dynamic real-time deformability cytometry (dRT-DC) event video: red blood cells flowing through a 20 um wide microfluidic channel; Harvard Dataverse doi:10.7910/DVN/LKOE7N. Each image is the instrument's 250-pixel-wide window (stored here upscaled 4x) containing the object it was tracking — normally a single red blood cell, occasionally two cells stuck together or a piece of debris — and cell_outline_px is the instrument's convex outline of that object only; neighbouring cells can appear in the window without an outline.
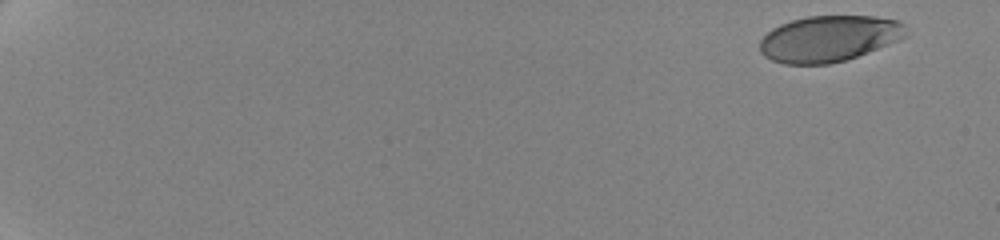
{"species": "human", "species_latin": "Homo sapiens", "temperature_condition": "cold", "stored_images_in_passage": 35, "camera_frame_rate_fps": 3000, "um_per_image_px": 0.085, "donor": {"sex": "female"}, "frame": {"image": 1, "passage_image": 1, "time_ms": 0.0, "image_size_px": [1000, 240], "cell_outline_px": [[908, 36], [868, 52], [844, 60], [828, 64], [784, 64], [772, 60], [764, 56], [760, 52], [760, 40], [772, 28], [780, 24], [792, 20], [808, 16], [872, 16], [900, 20], [904, 24]], "centroid_in_image_um": [70.46, 3.28], "position_along_channel_um": 14.5, "area_um2": 39.25}}
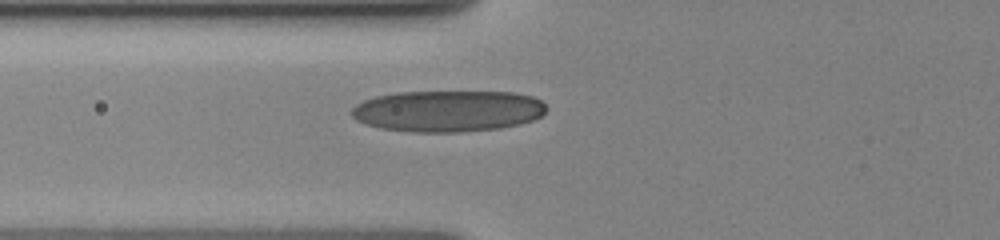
{"frame": {"image": 2, "passage_image": 20, "time_ms": 7.667, "image_size_px": [1000, 240], "cell_outline_px": [[548, 108], [540, 116], [532, 120], [520, 124], [500, 128], [460, 132], [412, 132], [380, 128], [356, 120], [352, 116], [352, 108], [356, 104], [364, 100], [376, 96], [396, 92], [512, 92], [532, 96], [540, 100]], "centroid_in_image_um": [38.07, 9.43], "position_along_channel_um": 87.7, "area_um2": 46.99}}
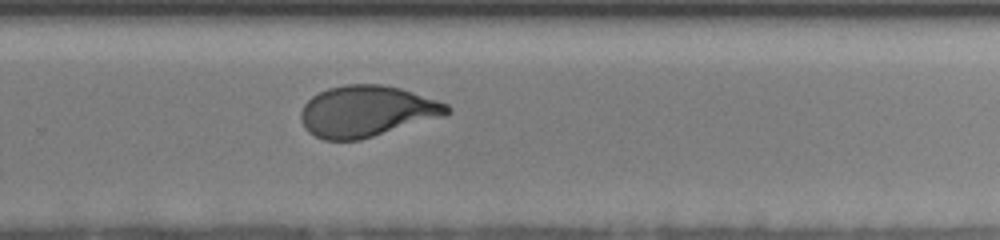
{"frame": {"image": 3, "passage_image": 35, "time_ms": 13.667, "image_size_px": [1000, 240], "cell_outline_px": [[452, 112], [444, 116], [360, 140], [324, 140], [308, 132], [304, 128], [300, 120], [300, 112], [304, 104], [312, 96], [328, 88], [344, 84], [380, 84], [400, 88], [448, 104], [452, 108]], "centroid_in_image_um": [31.16, 9.46], "position_along_channel_um": 298.6, "area_um2": 43.64}}